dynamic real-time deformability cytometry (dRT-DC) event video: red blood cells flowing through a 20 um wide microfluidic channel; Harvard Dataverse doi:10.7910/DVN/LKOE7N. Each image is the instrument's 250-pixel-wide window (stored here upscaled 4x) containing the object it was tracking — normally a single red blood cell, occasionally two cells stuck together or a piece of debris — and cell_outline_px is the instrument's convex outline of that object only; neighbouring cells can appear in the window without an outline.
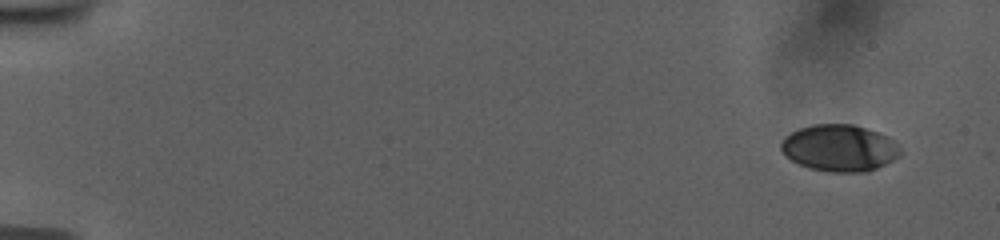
{"species": "human", "species_latin": "Homo sapiens", "temperature_condition": "room temperature", "stored_images_in_passage": 17, "camera_frame_rate_fps": 3000, "um_per_image_px": 0.085, "donor": {"sex": "female"}, "frame": {"image": 1, "passage_image": 1, "time_ms": 0.0, "image_size_px": [1000, 240], "cell_outline_px": [[900, 156], [868, 172], [828, 172], [808, 168], [792, 160], [780, 148], [780, 144], [784, 136], [800, 128], [812, 124], [852, 124], [880, 132], [888, 136], [892, 140], [900, 152]], "centroid_in_image_um": [71.34, 12.58], "position_along_channel_um": 13.7, "area_um2": 32.37}}
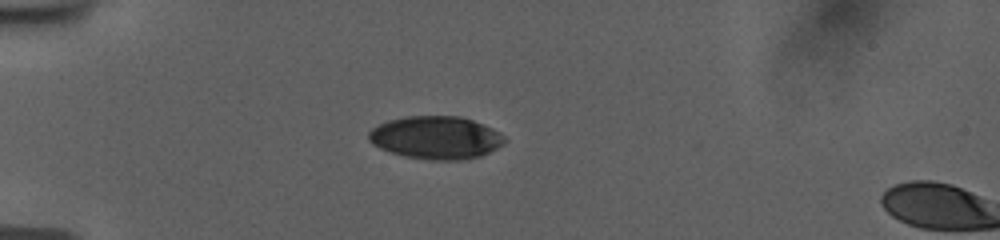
{"frame": {"image": 2, "passage_image": 14, "time_ms": 4.333, "image_size_px": [1000, 240], "cell_outline_px": [[508, 140], [504, 144], [480, 156], [460, 160], [432, 160], [404, 156], [380, 148], [372, 144], [368, 140], [368, 132], [372, 128], [388, 120], [408, 116], [460, 116], [472, 120], [492, 128], [500, 132]], "centroid_in_image_um": [37.06, 11.69], "position_along_channel_um": 47.9, "area_um2": 33.93}}